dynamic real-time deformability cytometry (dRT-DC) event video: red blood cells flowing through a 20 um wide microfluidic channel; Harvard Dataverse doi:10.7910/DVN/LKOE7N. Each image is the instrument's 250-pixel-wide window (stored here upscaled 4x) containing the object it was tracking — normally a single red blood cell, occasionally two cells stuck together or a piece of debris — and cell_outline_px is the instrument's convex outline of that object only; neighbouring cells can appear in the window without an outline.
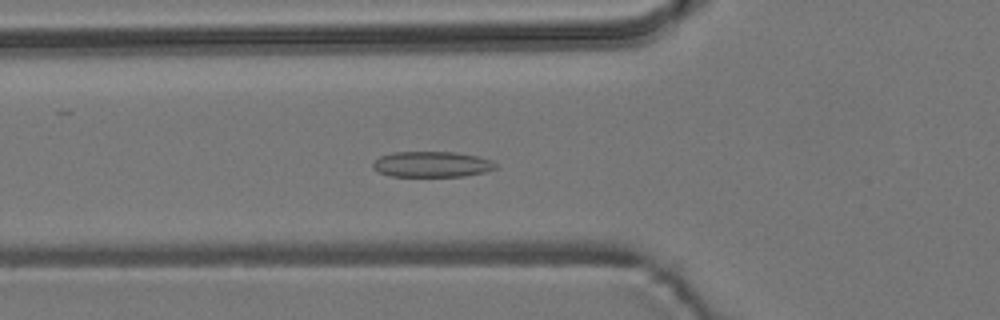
{"species": "common noctule bat (a hibernating species)", "species_latin": "Nyctalus noctula", "temperature_condition": "room temperature", "stored_images_in_passage": 51, "camera_frame_rate_fps": 3000, "um_per_image_px": 0.085, "animal": {"sex": "male", "body_mass_g": 19.2, "forearm_length_mm": 51.8}, "frame": {"image": 1, "passage_image": 16, "time_ms": 5.0, "image_size_px": [1000, 320], "cell_outline_px": [[496, 168], [484, 172], [464, 176], [392, 176], [380, 172], [372, 168], [372, 164], [380, 156], [392, 152], [456, 152], [476, 156], [492, 160], [496, 164]], "centroid_in_image_um": [36.7, 13.96], "position_along_channel_um": 89.1, "area_um2": 18.26}}
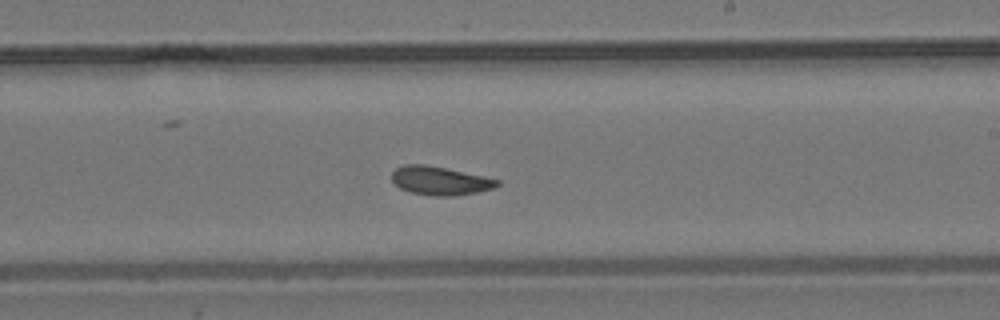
{"frame": {"image": 2, "passage_image": 29, "time_ms": 9.333, "image_size_px": [1000, 320], "cell_outline_px": [[500, 184], [496, 188], [456, 196], [432, 196], [408, 192], [400, 188], [392, 180], [392, 172], [396, 168], [404, 164], [424, 164], [484, 176], [500, 180]], "centroid_in_image_um": [37.41, 15.37], "position_along_channel_um": 251.6, "area_um2": 17.63}}
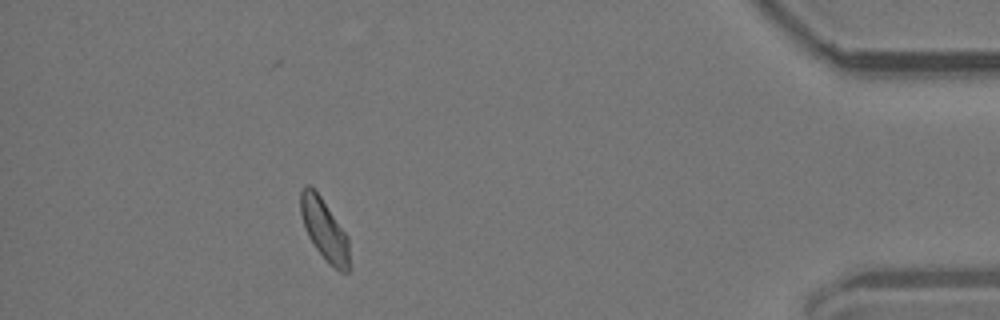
{"frame": {"image": 3, "passage_image": 46, "time_ms": 15.0, "image_size_px": [1000, 320], "cell_outline_px": [[352, 268], [348, 272], [340, 272], [328, 264], [316, 248], [308, 236], [304, 228], [300, 212], [300, 192], [304, 184], [308, 184], [320, 196], [348, 236]], "centroid_in_image_um": [27.6, 19.58], "position_along_channel_um": 407.6, "area_um2": 17.8}, "authors_computed_cell_mechanics": {"area_um2": 17.8602, "velocity_mm_per_s": 3.7426, "shape_relaxation_time_tau1_ms": 6.155, "shape_relaxation_time_tau2_ms": 2.5216, "deformation_change_tau1": 0.1173, "deformation_change_tau2": 0.0761}}